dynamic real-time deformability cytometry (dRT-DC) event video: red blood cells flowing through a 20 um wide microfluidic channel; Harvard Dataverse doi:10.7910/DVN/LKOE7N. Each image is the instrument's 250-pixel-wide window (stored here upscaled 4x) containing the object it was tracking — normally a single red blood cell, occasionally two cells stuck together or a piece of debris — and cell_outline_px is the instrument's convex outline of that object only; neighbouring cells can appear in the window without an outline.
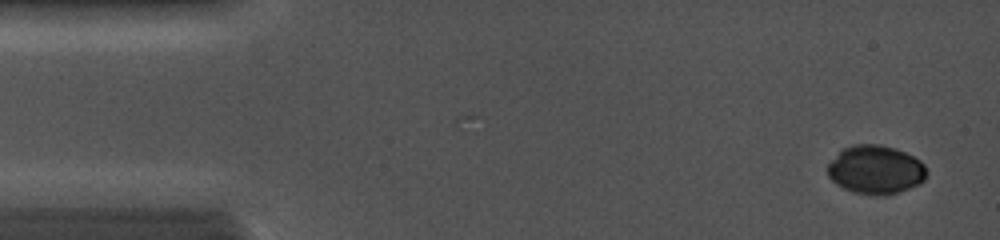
{"species": "common noctule bat (a hibernating species)", "species_latin": "Nyctalus noctula", "temperature_condition": "cold", "stored_images_in_passage": 20, "camera_frame_rate_fps": 5000, "um_per_image_px": 0.085, "animal": {"sex": "female", "body_mass_g": 19.0, "forearm_length_mm": 56.7}, "frame": {"image": 1, "passage_image": 2, "time_ms": 0.6, "image_size_px": [1000, 240], "cell_outline_px": [[924, 180], [908, 188], [896, 192], [880, 196], [876, 196], [856, 192], [844, 188], [836, 184], [828, 176], [828, 164], [844, 148], [852, 144], [880, 144], [896, 148], [920, 160], [924, 164]], "centroid_in_image_um": [74.4, 14.41], "position_along_channel_um": 10.6, "area_um2": 27.63}}
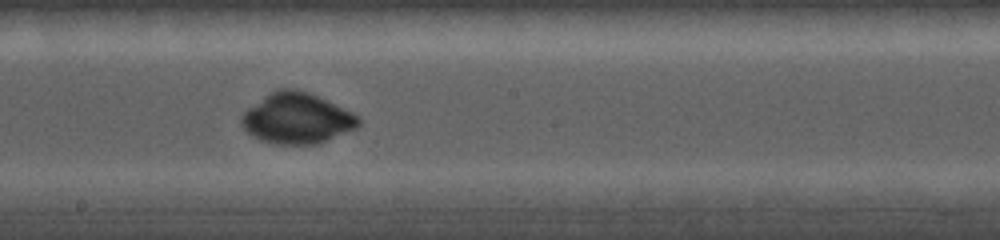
{"frame": {"image": 2, "passage_image": 18, "time_ms": 8.0, "image_size_px": [1000, 240], "cell_outline_px": [[360, 124], [356, 128], [320, 144], [272, 144], [260, 140], [248, 132], [240, 124], [240, 120], [244, 112], [248, 108], [264, 96], [280, 88], [296, 88], [308, 92], [328, 100], [360, 116]], "centroid_in_image_um": [25.26, 10.06], "position_along_channel_um": 222.9, "area_um2": 34.68}}
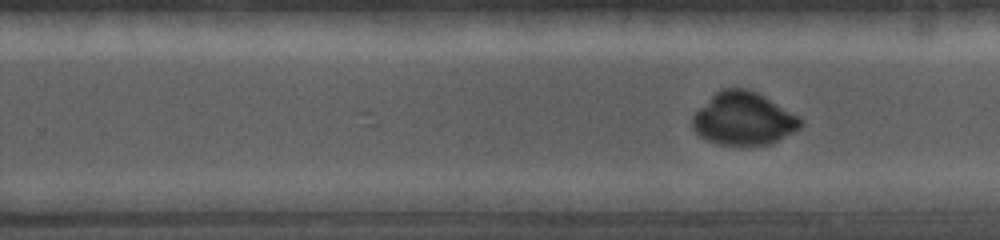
{"frame": {"image": 3, "passage_image": 20, "time_ms": 9.0, "image_size_px": [1000, 240], "cell_outline_px": [[804, 124], [800, 128], [772, 144], [716, 144], [700, 136], [692, 128], [692, 116], [716, 92], [724, 88], [748, 88], [764, 96], [804, 120]], "centroid_in_image_um": [63.21, 10.09], "position_along_channel_um": 266.6, "area_um2": 32.89}}